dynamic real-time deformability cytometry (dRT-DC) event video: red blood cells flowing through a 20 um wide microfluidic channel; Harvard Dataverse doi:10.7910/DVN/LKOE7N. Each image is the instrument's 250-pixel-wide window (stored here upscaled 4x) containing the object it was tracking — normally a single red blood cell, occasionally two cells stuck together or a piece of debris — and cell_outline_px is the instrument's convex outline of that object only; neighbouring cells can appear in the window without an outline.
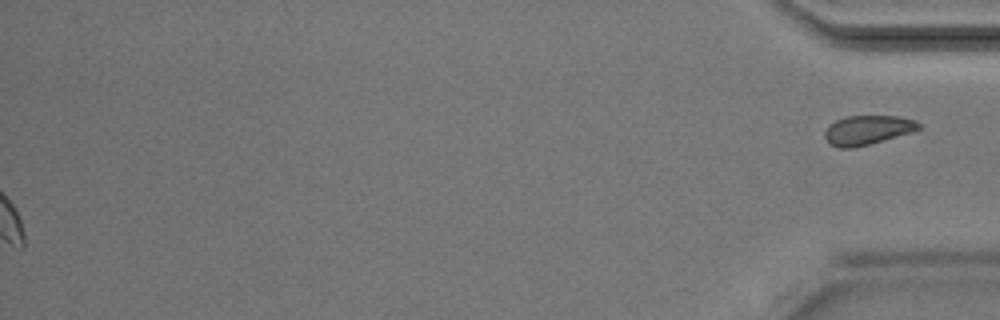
{"species": "Egyptian fruit bat (a non-hibernating species)", "species_latin": "Rousettus aegyptiacus", "temperature_condition": "room temperature", "stored_images_in_passage": 33, "segment_of_instrument_passage": [2, 2], "camera_frame_rate_fps": 3000, "um_per_image_px": 0.085, "animal": {"sex": "male"}, "frame": {"image": 1, "passage_image": 33, "time_ms": 10.667, "image_size_px": [1000, 320], "cell_outline_px": [[920, 128], [916, 132], [852, 148], [836, 148], [828, 144], [824, 136], [824, 132], [828, 124], [844, 116], [900, 116], [912, 120], [920, 124]], "centroid_in_image_um": [73.7, 11.06], "position_along_channel_um": 361.5, "area_um2": 16.3}}